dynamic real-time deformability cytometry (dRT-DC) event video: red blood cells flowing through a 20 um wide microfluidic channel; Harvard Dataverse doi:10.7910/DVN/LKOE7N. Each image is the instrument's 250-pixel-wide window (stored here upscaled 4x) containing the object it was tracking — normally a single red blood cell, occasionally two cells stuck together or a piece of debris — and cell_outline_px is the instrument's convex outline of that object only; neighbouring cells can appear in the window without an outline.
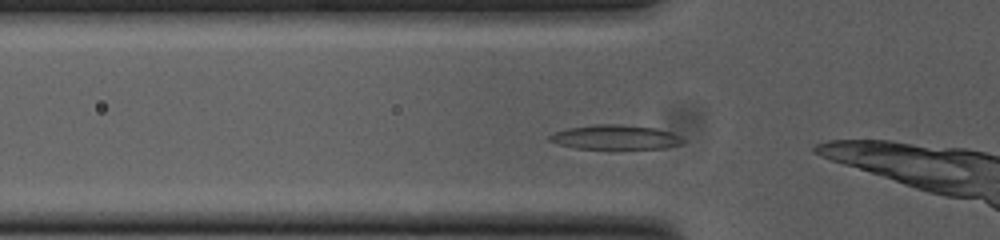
{"species": "common noctule bat (a hibernating species)", "species_latin": "Nyctalus noctula", "temperature_condition": "cold", "stored_images_in_passage": 39, "camera_frame_rate_fps": 3000, "um_per_image_px": 0.085, "animal": {"sex": "female", "body_mass_g": 23.0, "forearm_length_mm": 53.4}, "frame": {"image": 1, "passage_image": 3, "time_ms": 0.667, "image_size_px": [1000, 240], "cell_outline_px": [[684, 140], [680, 144], [664, 148], [612, 152], [576, 148], [560, 144], [548, 140], [548, 136], [556, 132], [568, 128], [596, 124], [620, 124], [656, 128], [672, 132], [680, 136]], "centroid_in_image_um": [52.33, 11.72], "position_along_channel_um": 73.5, "area_um2": 20.0}}
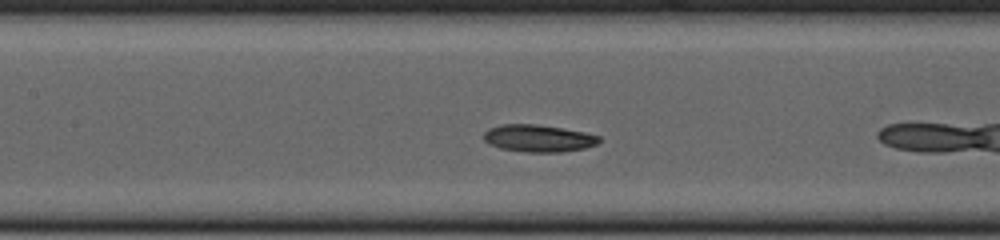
{"frame": {"image": 2, "passage_image": 10, "time_ms": 3.0, "image_size_px": [1000, 240], "cell_outline_px": [[600, 140], [596, 144], [584, 148], [560, 152], [528, 152], [500, 148], [488, 144], [484, 140], [484, 132], [488, 128], [500, 124], [536, 124], [584, 132], [600, 136]], "centroid_in_image_um": [45.72, 11.75], "position_along_channel_um": 161.7, "area_um2": 18.21}}
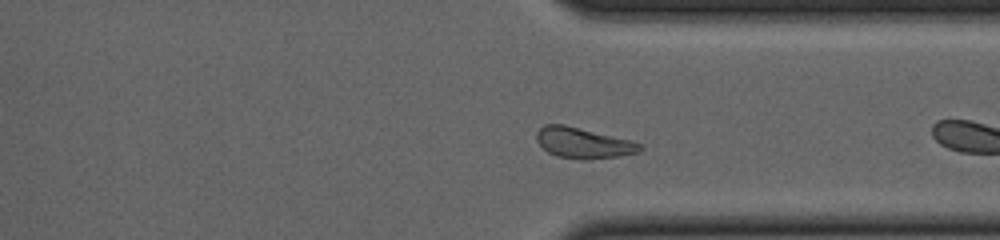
{"frame": {"image": 3, "passage_image": 26, "time_ms": 8.333, "image_size_px": [1000, 240], "cell_outline_px": [[644, 148], [640, 152], [620, 156], [588, 160], [580, 160], [556, 156], [548, 152], [536, 140], [536, 132], [544, 124], [564, 124], [632, 140], [640, 144]], "centroid_in_image_um": [49.59, 12.16], "position_along_channel_um": 361.8, "area_um2": 18.73}, "authors_computed_cell_mechanics": {"area_um2": 18.7272, "velocity_mm_per_s": 3.7561, "shape_relaxation_time_tau1_ms": 2.5598, "shape_relaxation_time_tau2_ms": null, "deformation_change_tau1": 0.069, "deformation_change_tau2": null}}